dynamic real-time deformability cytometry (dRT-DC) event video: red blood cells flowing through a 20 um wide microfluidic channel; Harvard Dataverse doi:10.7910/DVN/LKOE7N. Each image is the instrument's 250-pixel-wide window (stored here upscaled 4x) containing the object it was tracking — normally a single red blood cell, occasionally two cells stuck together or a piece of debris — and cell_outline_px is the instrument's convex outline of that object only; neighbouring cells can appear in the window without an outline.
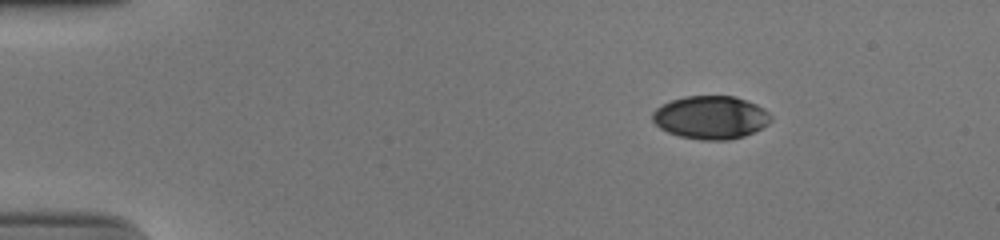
{"species": "human", "species_latin": "Homo sapiens", "temperature_condition": "cold", "stored_images_in_passage": 46, "camera_frame_rate_fps": 3000, "um_per_image_px": 0.085, "donor": {"sex": "male"}, "frame": {"image": 1, "passage_image": 1, "time_ms": 0.0, "image_size_px": [1000, 240], "cell_outline_px": [[772, 120], [768, 124], [744, 136], [728, 140], [700, 140], [680, 136], [668, 132], [660, 128], [652, 120], [652, 112], [656, 108], [672, 100], [684, 96], [736, 96], [748, 100], [764, 108], [772, 116]], "centroid_in_image_um": [60.42, 9.97], "position_along_channel_um": 24.6, "area_um2": 29.82}}
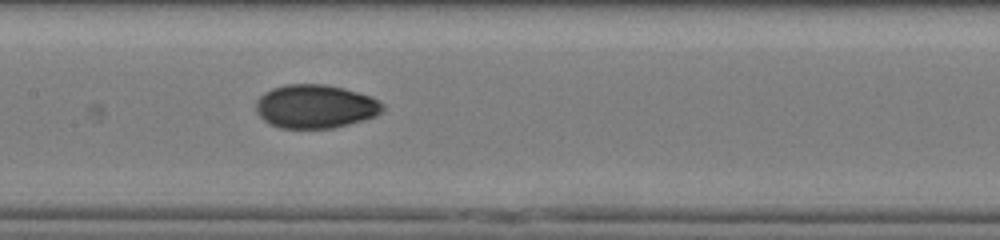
{"frame": {"image": 2, "passage_image": 20, "time_ms": 6.333, "image_size_px": [1000, 240], "cell_outline_px": [[384, 108], [376, 116], [364, 120], [332, 128], [280, 128], [268, 124], [256, 112], [256, 100], [264, 92], [272, 88], [288, 84], [324, 84], [344, 88], [372, 96], [384, 104]], "centroid_in_image_um": [26.8, 9.04], "position_along_channel_um": 180.6, "area_um2": 32.37}}
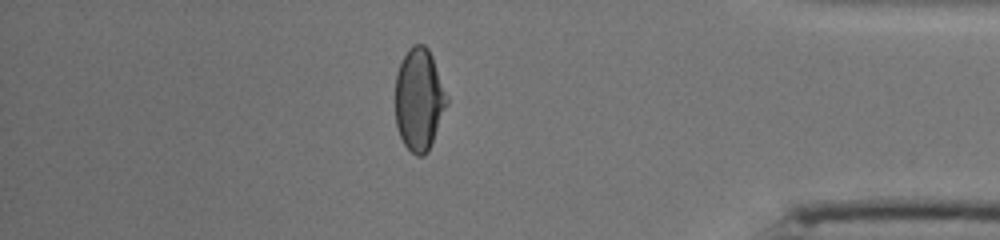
{"frame": {"image": 3, "passage_image": 39, "time_ms": 12.667, "image_size_px": [1000, 240], "cell_outline_px": [[448, 104], [428, 152], [424, 156], [416, 156], [404, 144], [400, 136], [396, 124], [396, 72], [408, 48], [412, 44], [424, 44], [428, 48], [432, 56], [448, 96]], "centroid_in_image_um": [35.63, 8.45], "position_along_channel_um": 399.6, "area_um2": 30.81}, "authors_computed_cell_mechanics": {"area_um2": 31.3565, "velocity_mm_per_s": 3.9163, "shape_relaxation_time_tau1_ms": 6.4948, "shape_relaxation_time_tau2_ms": 1.2212, "deformation_change_tau1": 0.208, "deformation_change_tau2": 0.0394}}